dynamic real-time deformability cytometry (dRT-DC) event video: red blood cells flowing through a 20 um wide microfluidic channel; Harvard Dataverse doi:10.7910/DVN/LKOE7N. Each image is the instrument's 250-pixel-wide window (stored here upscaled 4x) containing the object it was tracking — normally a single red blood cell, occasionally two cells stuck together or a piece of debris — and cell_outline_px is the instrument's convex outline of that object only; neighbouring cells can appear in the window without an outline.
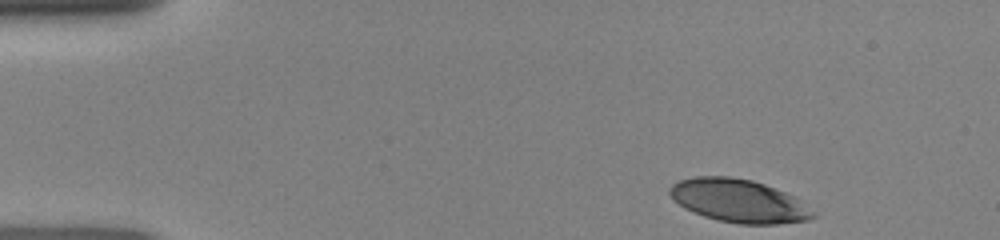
{"species": "human", "species_latin": "Homo sapiens", "temperature_condition": "room temperature", "stored_images_in_passage": 35, "camera_frame_rate_fps": 3000, "um_per_image_px": 0.085, "donor": {"sex": "female"}, "frame": {"image": 1, "passage_image": 1, "time_ms": 0.0, "image_size_px": [1000, 240], "cell_outline_px": [[816, 216], [808, 220], [776, 224], [740, 224], [720, 220], [704, 216], [684, 208], [668, 192], [668, 188], [672, 184], [680, 180], [696, 176], [728, 176], [752, 180], [764, 184], [796, 196]], "centroid_in_image_um": [62.79, 17.06], "position_along_channel_um": 22.2, "area_um2": 35.72}}
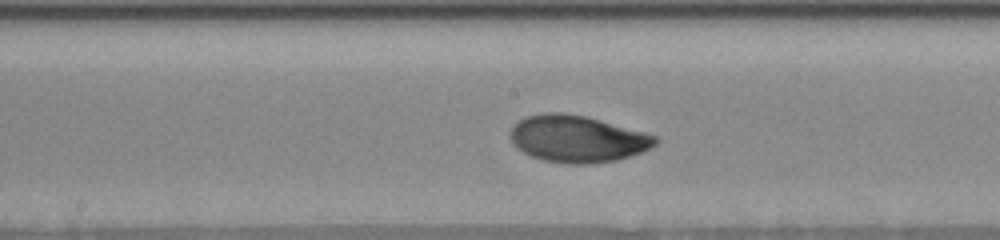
{"frame": {"image": 2, "passage_image": 20, "time_ms": 6.333, "image_size_px": [1000, 240], "cell_outline_px": [[660, 140], [656, 144], [640, 152], [616, 160], [588, 164], [568, 164], [544, 160], [532, 156], [524, 152], [508, 136], [512, 124], [524, 116], [540, 112], [564, 112], [584, 116], [660, 136]], "centroid_in_image_um": [49.05, 11.78], "position_along_channel_um": 199.1, "area_um2": 39.65}}
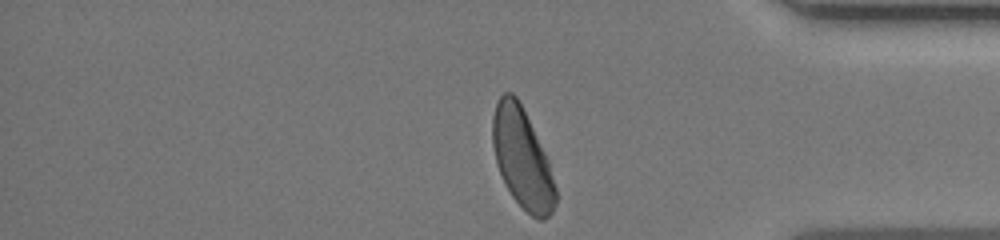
{"frame": {"image": 3, "passage_image": 35, "time_ms": 11.333, "image_size_px": [1000, 240], "cell_outline_px": [[556, 204], [552, 212], [544, 220], [536, 220], [512, 196], [500, 172], [496, 160], [492, 144], [492, 116], [496, 104], [500, 96], [504, 92], [512, 92], [516, 96], [548, 160], [556, 188]], "centroid_in_image_um": [44.38, 13.48], "position_along_channel_um": 390.8, "area_um2": 35.95}}